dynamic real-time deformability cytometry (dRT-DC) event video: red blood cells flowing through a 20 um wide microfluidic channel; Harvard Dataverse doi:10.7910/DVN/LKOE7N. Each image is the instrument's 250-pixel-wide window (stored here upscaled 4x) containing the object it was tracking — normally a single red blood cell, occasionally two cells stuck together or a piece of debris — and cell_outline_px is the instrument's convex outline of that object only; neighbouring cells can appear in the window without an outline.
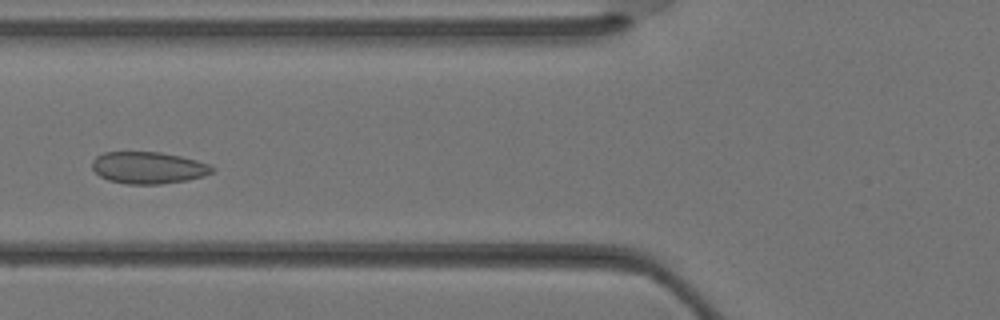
{"species": "Egyptian fruit bat (a non-hibernating species)", "species_latin": "Rousettus aegyptiacus", "temperature_condition": "warm", "stored_images_in_passage": 35, "camera_frame_rate_fps": 3000, "um_per_image_px": 0.085, "animal": {"sex": "female"}, "frame": {"image": 1, "passage_image": 13, "time_ms": 4.0, "image_size_px": [1000, 320], "cell_outline_px": [[216, 168], [212, 172], [204, 176], [188, 180], [160, 184], [128, 184], [108, 180], [100, 176], [92, 168], [92, 160], [96, 156], [104, 152], [160, 152], [180, 156], [196, 160], [208, 164]], "centroid_in_image_um": [12.6, 14.26], "position_along_channel_um": 113.2, "area_um2": 22.31}}
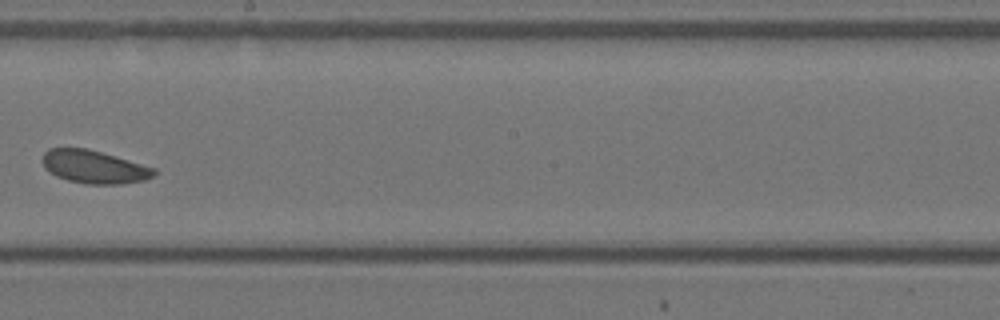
{"frame": {"image": 2, "passage_image": 20, "time_ms": 6.333, "image_size_px": [1000, 320], "cell_outline_px": [[156, 176], [144, 180], [120, 184], [88, 184], [68, 180], [56, 176], [44, 168], [40, 160], [44, 152], [48, 148], [88, 148], [116, 156], [156, 168]], "centroid_in_image_um": [7.99, 14.17], "position_along_channel_um": 240.2, "area_um2": 21.73}}
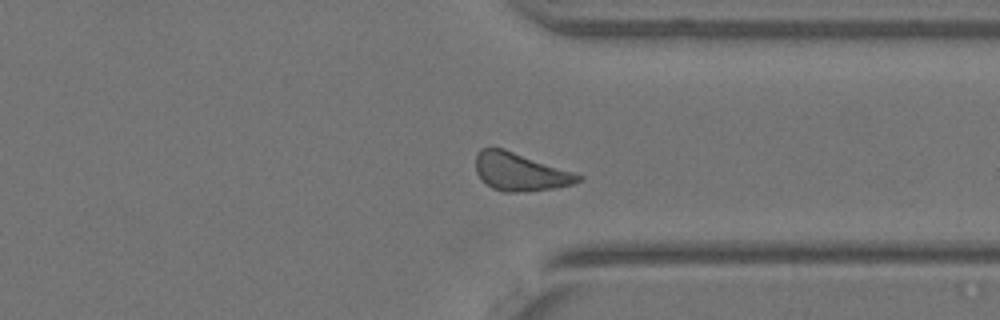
{"frame": {"image": 3, "passage_image": 27, "time_ms": 8.667, "image_size_px": [1000, 320], "cell_outline_px": [[584, 180], [572, 184], [556, 188], [516, 192], [504, 192], [492, 188], [476, 172], [476, 156], [480, 148], [504, 148], [584, 176]], "centroid_in_image_um": [44.23, 14.6], "position_along_channel_um": 367.2, "area_um2": 22.43}}